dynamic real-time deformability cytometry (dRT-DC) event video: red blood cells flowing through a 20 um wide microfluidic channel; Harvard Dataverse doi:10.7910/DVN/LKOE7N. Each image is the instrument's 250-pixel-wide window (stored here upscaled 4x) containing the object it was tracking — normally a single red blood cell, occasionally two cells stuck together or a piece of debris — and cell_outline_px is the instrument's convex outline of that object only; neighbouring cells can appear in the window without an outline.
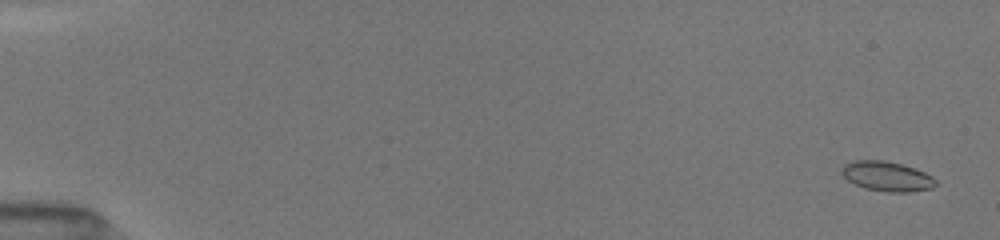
{"species": "common noctule bat (a hibernating species)", "species_latin": "Nyctalus noctula", "temperature_condition": "room temperature", "stored_images_in_passage": 10, "camera_frame_rate_fps": 3000, "um_per_image_px": 0.085, "animal": {"sex": "female", "body_mass_g": 19.5, "forearm_length_mm": 54.1}, "frame": {"image": 1, "passage_image": 3, "time_ms": 0.667, "image_size_px": [1000, 240], "cell_outline_px": [[936, 184], [932, 188], [908, 192], [888, 192], [864, 188], [848, 180], [840, 172], [840, 168], [844, 164], [852, 160], [884, 160], [900, 164], [924, 172], [932, 176], [936, 180]], "centroid_in_image_um": [75.35, 14.98], "position_along_channel_um": 9.6, "area_um2": 16.24}}